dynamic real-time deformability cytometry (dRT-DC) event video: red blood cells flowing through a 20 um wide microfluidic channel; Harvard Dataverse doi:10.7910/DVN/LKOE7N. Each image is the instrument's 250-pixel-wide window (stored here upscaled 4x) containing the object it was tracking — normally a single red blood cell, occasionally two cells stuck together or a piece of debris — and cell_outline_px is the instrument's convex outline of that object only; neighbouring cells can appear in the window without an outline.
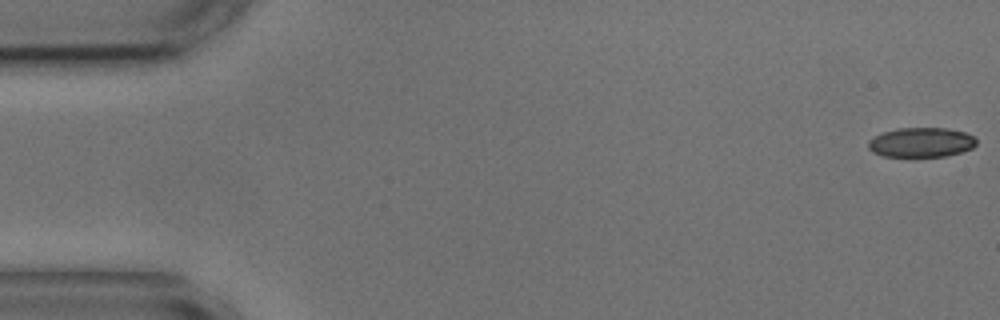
{"species": "common noctule bat (a hibernating species)", "species_latin": "Nyctalus noctula", "temperature_condition": "cold", "stored_images_in_passage": 5, "camera_frame_rate_fps": 3000, "um_per_image_px": 0.085, "animal": {"sex": "male", "body_mass_g": 17.9, "forearm_length_mm": 54.2}, "frame": {"image": 1, "passage_image": 1, "time_ms": 0.0, "image_size_px": [1000, 320], "cell_outline_px": [[976, 144], [972, 148], [960, 152], [944, 156], [884, 156], [872, 152], [868, 148], [868, 140], [884, 132], [896, 128], [944, 128], [964, 132], [972, 136], [976, 140]], "centroid_in_image_um": [78.28, 12.1], "position_along_channel_um": 6.7, "area_um2": 18.44}}
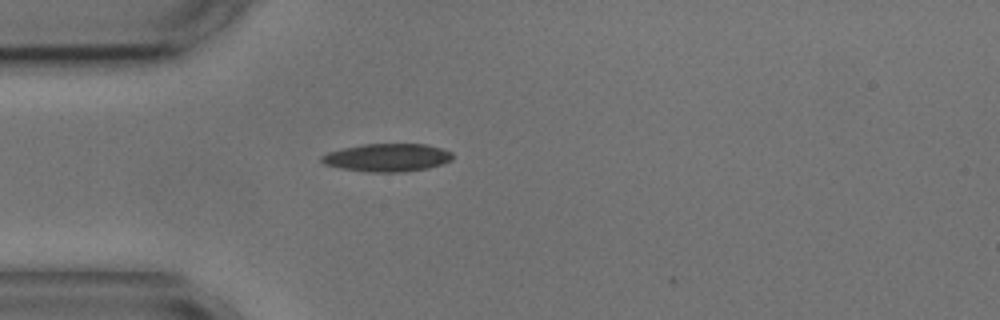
{"frame": {"image": 2, "passage_image": 5, "time_ms": 4.667, "image_size_px": [1000, 320], "cell_outline_px": [[452, 160], [428, 168], [400, 172], [368, 172], [340, 168], [324, 164], [320, 160], [320, 156], [328, 152], [344, 148], [364, 144], [424, 144], [440, 148], [452, 152]], "centroid_in_image_um": [32.89, 13.39], "position_along_channel_um": 52.1, "area_um2": 21.21}}